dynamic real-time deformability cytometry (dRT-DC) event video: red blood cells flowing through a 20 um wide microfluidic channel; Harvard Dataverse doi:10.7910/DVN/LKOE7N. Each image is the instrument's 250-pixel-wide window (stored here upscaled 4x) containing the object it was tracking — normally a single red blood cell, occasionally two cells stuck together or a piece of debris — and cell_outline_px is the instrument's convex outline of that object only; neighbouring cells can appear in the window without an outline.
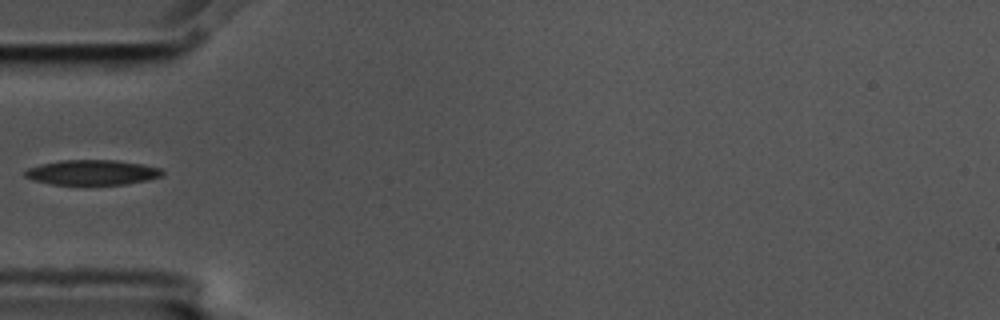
{"species": "common noctule bat (a hibernating species)", "species_latin": "Nyctalus noctula", "temperature_condition": "cold", "stored_images_in_passage": 4, "camera_frame_rate_fps": 3000, "um_per_image_px": 0.085, "animal": {"sex": "male", "body_mass_g": 17.5, "forearm_length_mm": 52.3}, "frame": {"image": 1, "passage_image": 3, "time_ms": 0.667, "image_size_px": [1000, 320], "cell_outline_px": [[164, 172], [160, 176], [148, 180], [124, 184], [52, 184], [36, 180], [24, 176], [24, 172], [28, 168], [40, 164], [60, 160], [116, 160], [140, 164], [160, 168]], "centroid_in_image_um": [7.82, 14.64], "position_along_channel_um": 77.2, "area_um2": 19.77}}